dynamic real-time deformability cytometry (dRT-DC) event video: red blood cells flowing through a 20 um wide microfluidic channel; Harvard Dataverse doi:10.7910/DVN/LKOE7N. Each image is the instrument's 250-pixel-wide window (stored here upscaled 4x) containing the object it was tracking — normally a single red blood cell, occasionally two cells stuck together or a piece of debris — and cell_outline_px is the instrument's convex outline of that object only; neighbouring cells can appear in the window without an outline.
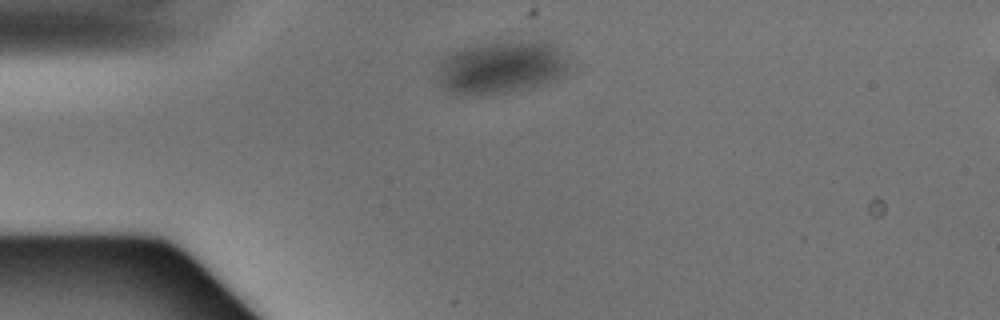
{"species": "Egyptian fruit bat (a non-hibernating species)", "species_latin": "Rousettus aegyptiacus", "temperature_condition": "warm", "stored_images_in_passage": 37, "camera_frame_rate_fps": 3000, "um_per_image_px": 0.085, "animal": {"sex": "male"}, "frame": {"image": 1, "passage_image": 1, "time_ms": 0.0, "image_size_px": [1000, 320], "cell_outline_px": [[568, 64], [564, 72], [556, 80], [520, 88], [500, 92], [452, 92], [444, 88], [440, 84], [440, 68], [444, 60], [448, 56], [460, 48], [476, 44], [520, 40], [544, 40], [552, 44]], "centroid_in_image_um": [42.63, 5.65], "position_along_channel_um": 42.4, "area_um2": 38.49}}
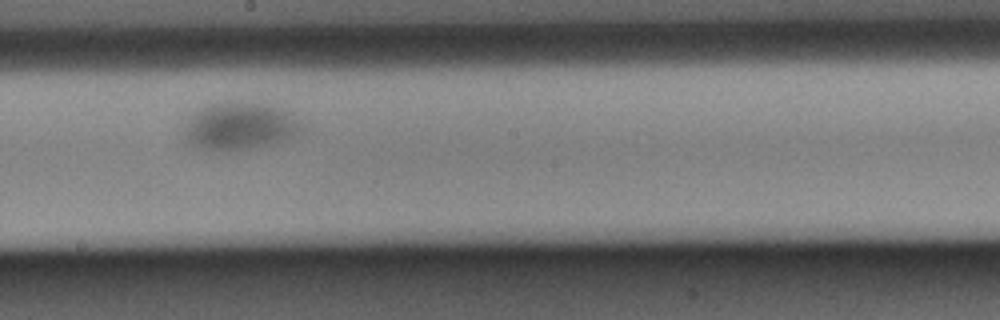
{"frame": {"image": 2, "passage_image": 16, "time_ms": 5.0, "image_size_px": [1000, 320], "cell_outline_px": [[300, 132], [296, 136], [288, 140], [276, 144], [236, 152], [208, 152], [192, 148], [184, 140], [184, 132], [192, 116], [200, 108], [208, 104], [272, 104], [288, 112], [300, 124]], "centroid_in_image_um": [20.34, 10.83], "position_along_channel_um": 227.9, "area_um2": 32.77}}
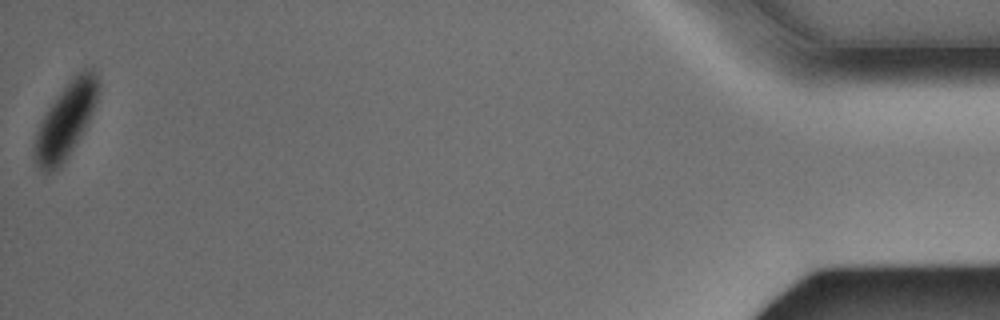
{"frame": {"image": 3, "passage_image": 37, "time_ms": 12.0, "image_size_px": [1000, 320], "cell_outline_px": [[100, 92], [92, 112], [80, 136], [68, 156], [60, 168], [52, 172], [44, 172], [36, 164], [32, 156], [32, 144], [36, 132], [44, 112], [68, 80], [80, 68], [92, 68], [100, 80]], "centroid_in_image_um": [5.56, 10.2], "position_along_channel_um": 429.6, "area_um2": 28.5}}